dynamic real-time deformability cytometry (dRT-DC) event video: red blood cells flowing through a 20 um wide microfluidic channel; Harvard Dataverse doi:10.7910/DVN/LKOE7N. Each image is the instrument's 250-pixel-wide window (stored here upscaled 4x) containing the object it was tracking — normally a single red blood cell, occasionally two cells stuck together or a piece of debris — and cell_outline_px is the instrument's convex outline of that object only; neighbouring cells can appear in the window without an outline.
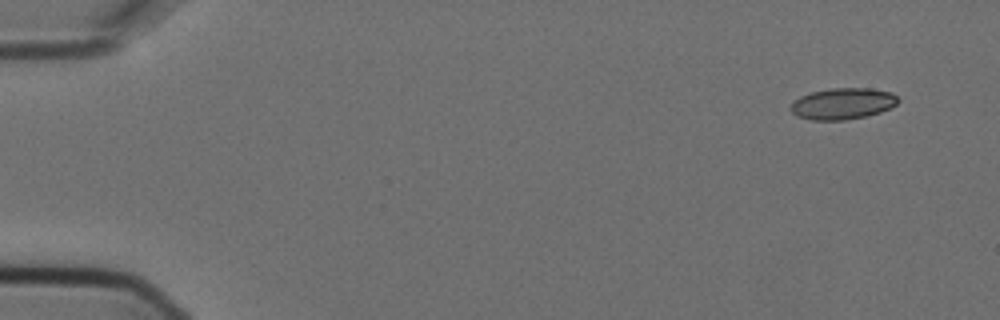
{"species": "Egyptian fruit bat (a non-hibernating species)", "species_latin": "Rousettus aegyptiacus", "temperature_condition": "cold", "stored_images_in_passage": 4, "camera_frame_rate_fps": 3000, "um_per_image_px": 0.085, "animal": {"sex": "female"}, "frame": {"image": 1, "passage_image": 1, "time_ms": 0.0, "image_size_px": [1000, 320], "cell_outline_px": [[900, 100], [896, 104], [880, 112], [864, 116], [844, 120], [812, 120], [796, 116], [788, 108], [800, 96], [812, 92], [832, 88], [868, 88], [892, 92]], "centroid_in_image_um": [71.61, 8.81], "position_along_channel_um": 13.4, "area_um2": 19.48}}